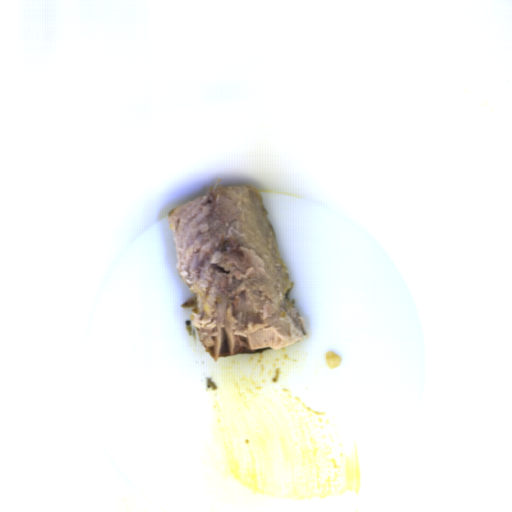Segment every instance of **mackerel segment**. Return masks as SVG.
<instances>
[{
  "label": "mackerel segment",
  "instance_id": "mackerel-segment-1",
  "mask_svg": "<svg viewBox=\"0 0 512 512\" xmlns=\"http://www.w3.org/2000/svg\"><path fill=\"white\" fill-rule=\"evenodd\" d=\"M175 269L198 340L214 360L306 337L294 280L255 188L219 186L168 213Z\"/></svg>",
  "mask_w": 512,
  "mask_h": 512
}]
</instances>
